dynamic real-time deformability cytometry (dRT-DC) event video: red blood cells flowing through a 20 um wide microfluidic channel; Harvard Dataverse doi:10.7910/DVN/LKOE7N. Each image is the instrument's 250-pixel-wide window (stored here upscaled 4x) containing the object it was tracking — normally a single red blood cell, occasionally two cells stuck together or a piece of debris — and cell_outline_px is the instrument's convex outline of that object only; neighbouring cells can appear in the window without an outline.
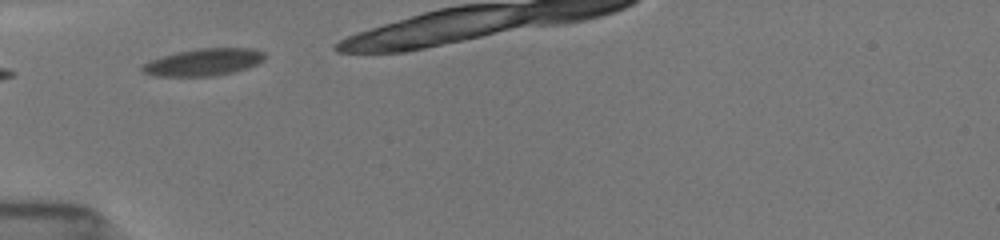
{"species": "common noctule bat (a hibernating species)", "species_latin": "Nyctalus noctula", "temperature_condition": "room temperature", "stored_images_in_passage": 4, "camera_frame_rate_fps": 3000, "um_per_image_px": 0.085, "animal": {"sex": "female", "body_mass_g": 19.5, "forearm_length_mm": 54.1}, "frame": {"image": 1, "passage_image": 1, "time_ms": 0.0, "image_size_px": [1000, 240], "cell_outline_px": [[264, 60], [256, 64], [232, 72], [212, 76], [152, 76], [140, 72], [140, 64], [176, 52], [196, 48], [252, 48], [264, 52]], "centroid_in_image_um": [17.23, 5.28], "position_along_channel_um": 67.8, "area_um2": 19.36}}